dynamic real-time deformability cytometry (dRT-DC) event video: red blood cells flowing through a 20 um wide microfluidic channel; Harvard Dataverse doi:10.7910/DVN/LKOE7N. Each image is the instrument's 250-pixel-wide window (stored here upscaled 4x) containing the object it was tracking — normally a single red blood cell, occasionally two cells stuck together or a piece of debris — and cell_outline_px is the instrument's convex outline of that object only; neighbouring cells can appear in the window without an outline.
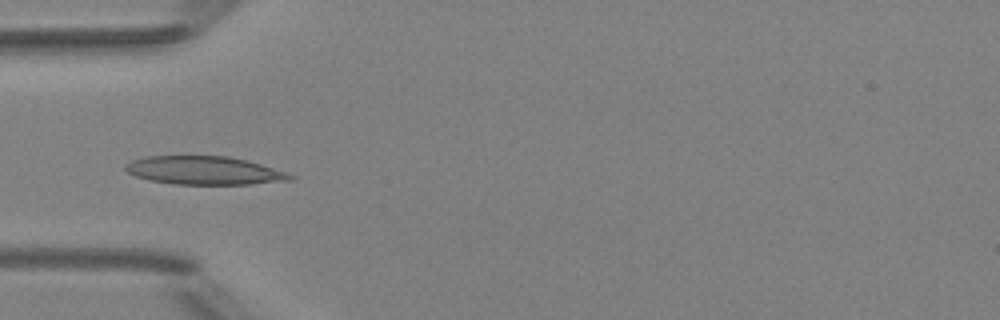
{"species": "Egyptian fruit bat (a non-hibernating species)", "species_latin": "Rousettus aegyptiacus", "temperature_condition": "room temperature", "stored_images_in_passage": 6, "camera_frame_rate_fps": 3000, "um_per_image_px": 0.085, "animal": {"sex": "female"}, "frame": {"image": 1, "passage_image": 4, "time_ms": 4.333, "image_size_px": [1000, 320], "cell_outline_px": [[296, 176], [292, 180], [252, 184], [176, 184], [148, 180], [136, 176], [128, 172], [124, 168], [124, 164], [132, 160], [144, 156], [228, 156], [248, 160], [288, 172]], "centroid_in_image_um": [17.38, 14.48], "position_along_channel_um": 67.6, "area_um2": 27.4}}
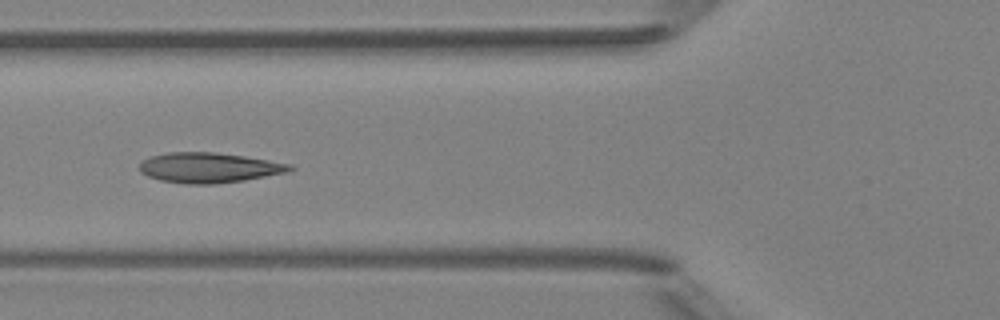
{"frame": {"image": 2, "passage_image": 5, "time_ms": 5.333, "image_size_px": [1000, 320], "cell_outline_px": [[296, 168], [288, 172], [244, 180], [216, 184], [184, 184], [160, 180], [148, 176], [140, 172], [140, 164], [144, 160], [152, 156], [168, 152], [212, 152], [244, 156], [292, 164]], "centroid_in_image_um": [17.78, 14.26], "position_along_channel_um": 108.0, "area_um2": 26.36}}
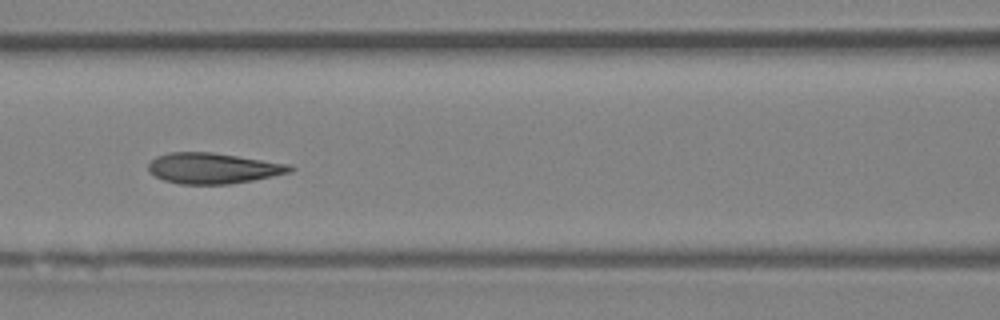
{"frame": {"image": 3, "passage_image": 6, "time_ms": 6.333, "image_size_px": [1000, 320], "cell_outline_px": [[296, 168], [292, 172], [252, 180], [228, 184], [180, 184], [164, 180], [148, 172], [148, 164], [156, 156], [168, 152], [212, 152], [292, 164]], "centroid_in_image_um": [18.13, 14.29], "position_along_channel_um": 148.5, "area_um2": 25.49}}